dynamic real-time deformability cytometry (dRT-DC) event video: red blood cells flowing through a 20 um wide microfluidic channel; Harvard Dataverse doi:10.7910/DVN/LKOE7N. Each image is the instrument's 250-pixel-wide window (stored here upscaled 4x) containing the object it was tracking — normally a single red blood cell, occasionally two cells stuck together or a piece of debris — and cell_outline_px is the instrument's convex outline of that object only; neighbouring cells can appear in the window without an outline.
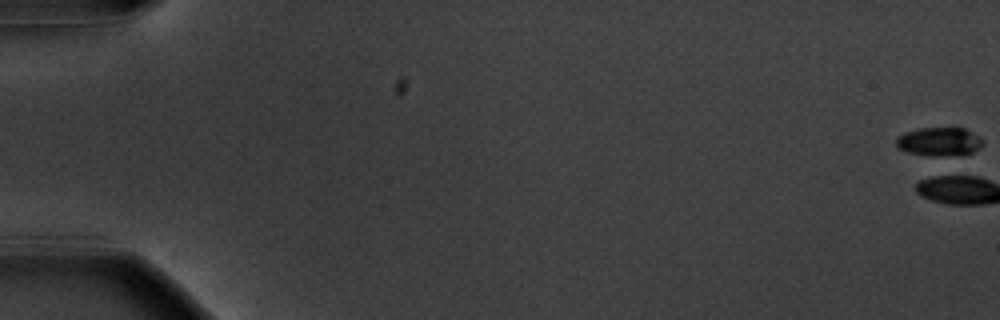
{"species": "common noctule bat (a hibernating species)", "species_latin": "Nyctalus noctula", "temperature_condition": "warm", "stored_images_in_passage": 58, "camera_frame_rate_fps": 3000, "um_per_image_px": 0.085, "animal": {"sex": "male", "body_mass_g": 20.1, "forearm_length_mm": 53.5}, "frame": {"image": 1, "passage_image": 1, "time_ms": 0.0, "image_size_px": [1000, 320], "cell_outline_px": [[984, 144], [972, 152], [960, 156], [932, 156], [908, 152], [896, 148], [896, 136], [904, 132], [920, 128], [964, 128], [980, 136], [984, 140]], "centroid_in_image_um": [79.84, 12.04], "position_along_channel_um": 5.2, "area_um2": 14.74}, "authors_computed_cell_mechanics": {"area_um2": 22.0218, "velocity_mm_per_s": 3.644, "shape_relaxation_time_tau1_ms": 2.1323, "shape_relaxation_time_tau2_ms": 5.7001, "deformation_change_tau1": 0.151, "deformation_change_tau2": 0.0839}}